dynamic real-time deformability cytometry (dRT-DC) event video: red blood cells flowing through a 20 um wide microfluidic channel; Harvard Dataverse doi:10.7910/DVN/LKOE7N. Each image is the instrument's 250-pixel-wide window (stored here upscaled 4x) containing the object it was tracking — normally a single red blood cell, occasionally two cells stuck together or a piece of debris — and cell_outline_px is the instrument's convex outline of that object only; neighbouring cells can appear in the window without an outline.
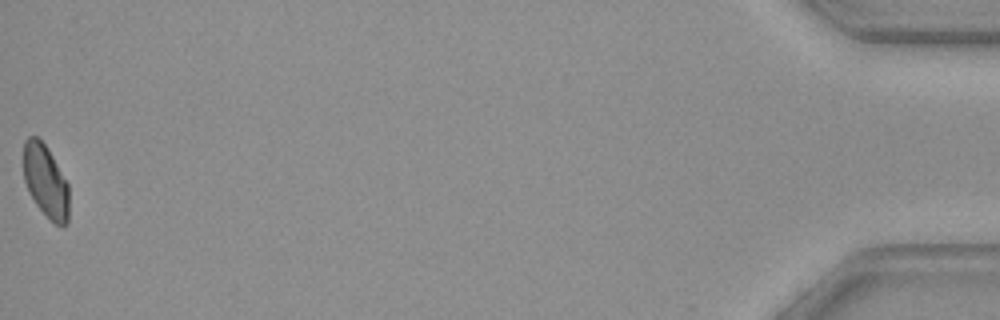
{"species": "common noctule bat (a hibernating species)", "species_latin": "Nyctalus noctula", "temperature_condition": "warm", "stored_images_in_passage": 38, "camera_frame_rate_fps": 3000, "um_per_image_px": 0.085, "animal": {"sex": "female", "body_mass_g": 29.2, "forearm_length_mm": 56.3}, "frame": {"image": 1, "passage_image": 38, "time_ms": 12.333, "image_size_px": [1000, 320], "cell_outline_px": [[68, 220], [64, 228], [56, 224], [36, 204], [28, 192], [24, 180], [24, 140], [28, 136], [36, 136], [48, 148], [68, 184]], "centroid_in_image_um": [3.87, 15.38], "position_along_channel_um": 431.3, "area_um2": 19.13}}